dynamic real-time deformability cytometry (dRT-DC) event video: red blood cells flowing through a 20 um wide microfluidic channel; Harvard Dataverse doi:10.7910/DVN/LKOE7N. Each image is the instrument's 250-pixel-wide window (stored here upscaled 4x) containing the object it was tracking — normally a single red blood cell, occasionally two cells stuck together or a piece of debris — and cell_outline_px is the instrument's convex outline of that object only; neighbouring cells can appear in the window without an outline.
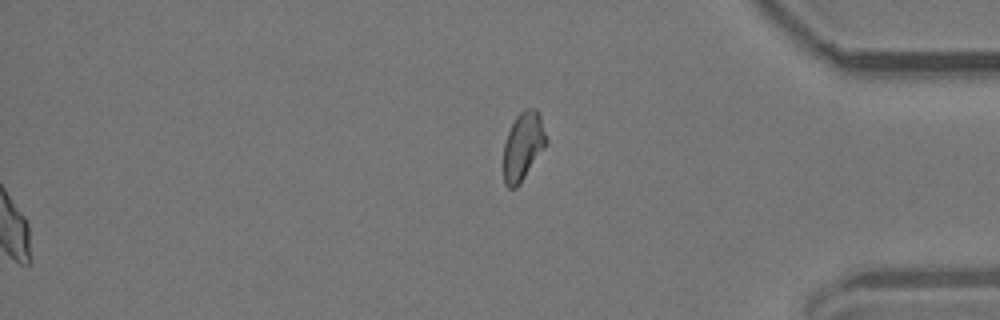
{"species": "common noctule bat (a hibernating species)", "species_latin": "Nyctalus noctula", "temperature_condition": "room temperature", "stored_images_in_passage": 47, "segment_of_instrument_passage": [2, 2], "camera_frame_rate_fps": 3000, "um_per_image_px": 0.085, "animal": {"sex": "male", "body_mass_g": 19.2, "forearm_length_mm": 51.8}, "frame": {"image": 1, "passage_image": 47, "time_ms": 15.333, "image_size_px": [1000, 320], "cell_outline_px": [[548, 144], [520, 184], [516, 188], [508, 188], [504, 184], [504, 144], [508, 132], [516, 116], [524, 108], [536, 108], [540, 116], [548, 140]], "centroid_in_image_um": [44.48, 12.43], "position_along_channel_um": 390.7, "area_um2": 17.17}}